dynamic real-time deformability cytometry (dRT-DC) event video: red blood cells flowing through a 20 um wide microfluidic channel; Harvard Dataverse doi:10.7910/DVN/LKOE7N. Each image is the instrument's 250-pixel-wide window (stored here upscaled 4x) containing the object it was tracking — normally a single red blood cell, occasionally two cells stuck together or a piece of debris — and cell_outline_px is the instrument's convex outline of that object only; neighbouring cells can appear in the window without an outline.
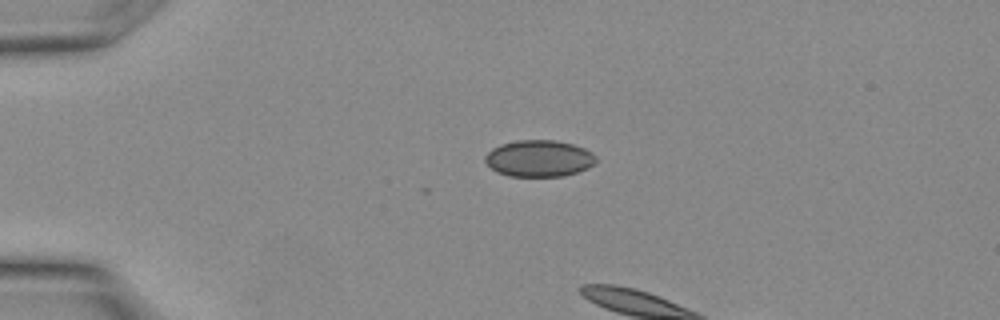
{"species": "Egyptian fruit bat (a non-hibernating species)", "species_latin": "Rousettus aegyptiacus", "temperature_condition": "warm", "stored_images_in_passage": 9, "camera_frame_rate_fps": 3000, "um_per_image_px": 0.085, "animal": {"sex": "female"}, "frame": {"image": 1, "passage_image": 7, "time_ms": 2.0, "image_size_px": [1000, 320], "cell_outline_px": [[596, 164], [588, 168], [564, 176], [508, 176], [496, 172], [484, 160], [484, 156], [492, 148], [500, 144], [516, 140], [556, 140], [572, 144], [584, 148], [592, 152], [596, 156]], "centroid_in_image_um": [45.82, 13.46], "position_along_channel_um": 39.2, "area_um2": 23.81}}